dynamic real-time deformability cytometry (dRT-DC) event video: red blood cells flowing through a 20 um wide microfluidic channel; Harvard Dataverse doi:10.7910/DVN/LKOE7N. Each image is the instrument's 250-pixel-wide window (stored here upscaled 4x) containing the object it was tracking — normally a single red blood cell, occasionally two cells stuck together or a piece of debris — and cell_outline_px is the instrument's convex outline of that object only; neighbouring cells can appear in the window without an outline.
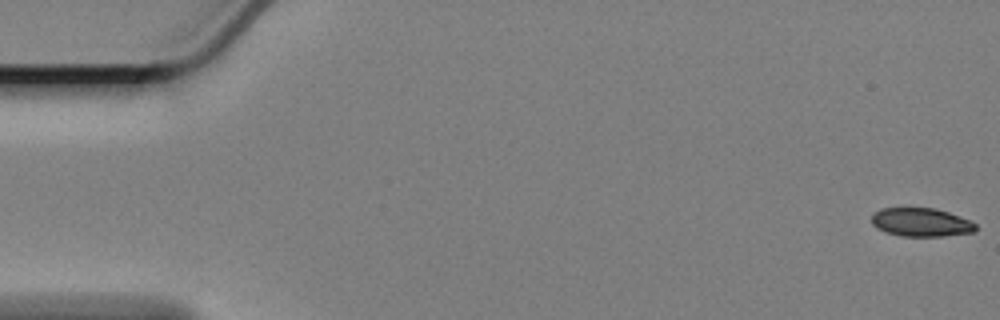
{"species": "Egyptian fruit bat (a non-hibernating species)", "species_latin": "Rousettus aegyptiacus", "temperature_condition": "cold", "stored_images_in_passage": 40, "camera_frame_rate_fps": 3000, "um_per_image_px": 0.085, "animal": {"sex": "female"}, "frame": {"image": 1, "passage_image": 1, "time_ms": 0.0, "image_size_px": [1000, 320], "cell_outline_px": [[976, 228], [972, 232], [940, 236], [900, 236], [876, 228], [872, 224], [872, 212], [880, 208], [936, 208], [960, 216], [976, 224]], "centroid_in_image_um": [78.25, 18.88], "position_along_channel_um": 6.8, "area_um2": 17.22}}
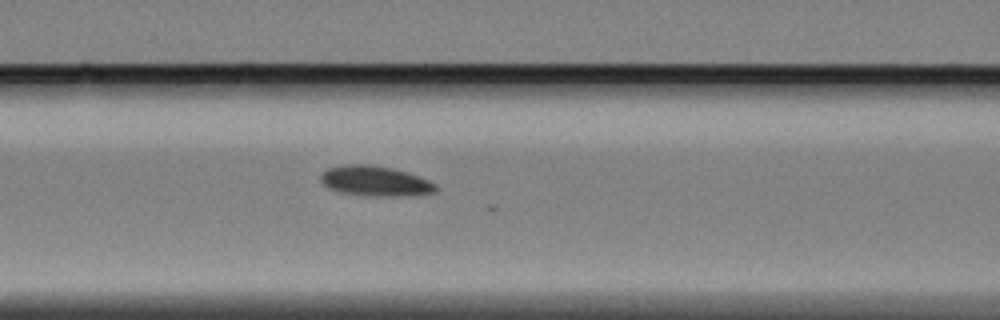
{"frame": {"image": 2, "passage_image": 25, "time_ms": 8.0, "image_size_px": [1000, 320], "cell_outline_px": [[436, 192], [400, 196], [376, 196], [340, 192], [328, 188], [320, 180], [320, 176], [328, 168], [340, 164], [368, 164], [392, 168], [408, 172], [420, 176], [436, 184]], "centroid_in_image_um": [31.88, 15.37], "position_along_channel_um": 134.7, "area_um2": 20.17}}
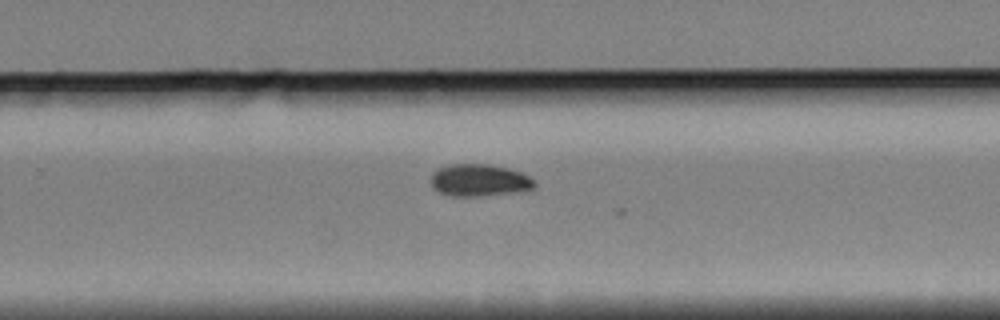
{"frame": {"image": 3, "passage_image": 39, "time_ms": 12.667, "image_size_px": [1000, 320], "cell_outline_px": [[536, 188], [512, 192], [480, 196], [452, 196], [440, 192], [432, 188], [432, 172], [440, 168], [452, 164], [488, 164], [508, 168], [520, 172], [536, 180]], "centroid_in_image_um": [40.76, 15.32], "position_along_channel_um": 289.0, "area_um2": 19.31}}